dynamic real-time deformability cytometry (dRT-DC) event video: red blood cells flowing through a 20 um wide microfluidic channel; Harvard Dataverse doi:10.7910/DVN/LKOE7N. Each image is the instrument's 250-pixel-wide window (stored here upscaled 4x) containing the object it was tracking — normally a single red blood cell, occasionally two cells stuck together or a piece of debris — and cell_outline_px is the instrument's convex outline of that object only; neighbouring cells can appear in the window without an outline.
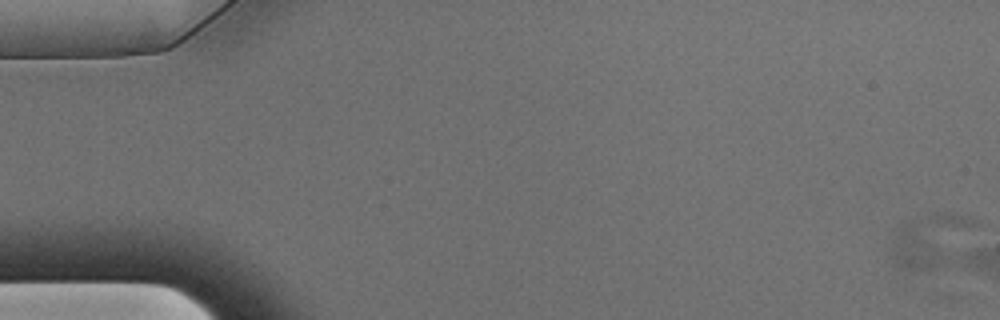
{"species": "Egyptian fruit bat (a non-hibernating species)", "species_latin": "Rousettus aegyptiacus", "temperature_condition": "warm", "stored_images_in_passage": 4, "segment_of_instrument_passage": [1, 3], "camera_frame_rate_fps": 3000, "um_per_image_px": 0.085, "animal": {"sex": "male"}, "frame": {"image": 1, "passage_image": 1, "time_ms": 0.0, "image_size_px": [1000, 320], "cell_outline_px": [[980, 224], [936, 268], [900, 268], [892, 264], [892, 228], [900, 224], [928, 216], [948, 212], [964, 216], [976, 220]], "centroid_in_image_um": [79.0, 20.37], "position_along_channel_um": 6.0, "area_um2": 24.74}}